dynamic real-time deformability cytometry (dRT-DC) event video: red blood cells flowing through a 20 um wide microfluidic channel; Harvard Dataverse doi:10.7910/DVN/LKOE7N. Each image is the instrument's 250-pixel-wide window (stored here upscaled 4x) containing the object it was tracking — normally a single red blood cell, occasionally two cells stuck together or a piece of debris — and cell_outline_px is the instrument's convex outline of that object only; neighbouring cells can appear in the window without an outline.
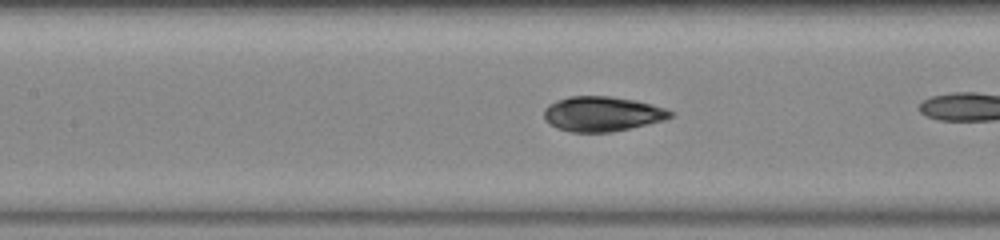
{"species": "common noctule bat (a hibernating species)", "species_latin": "Nyctalus noctula", "temperature_condition": "warm", "stored_images_in_passage": 18, "camera_frame_rate_fps": 3000, "um_per_image_px": 0.085, "animal": {"sex": "female", "body_mass_g": 23.0, "forearm_length_mm": 53.4}, "frame": {"image": 1, "passage_image": 8, "time_ms": 2.333, "image_size_px": [1000, 240], "cell_outline_px": [[672, 116], [664, 120], [648, 124], [612, 132], [572, 132], [556, 128], [544, 116], [544, 108], [548, 104], [556, 100], [568, 96], [612, 96], [636, 100], [652, 104], [664, 108], [672, 112]], "centroid_in_image_um": [51.18, 9.67], "position_along_channel_um": 156.2, "area_um2": 25.66}}
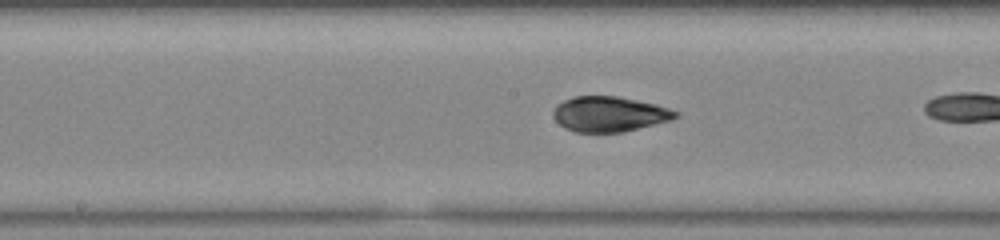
{"frame": {"image": 2, "passage_image": 11, "time_ms": 3.333, "image_size_px": [1000, 240], "cell_outline_px": [[680, 116], [672, 120], [620, 132], [576, 132], [564, 128], [552, 116], [552, 112], [556, 104], [564, 100], [576, 96], [620, 96], [656, 104], [680, 112]], "centroid_in_image_um": [51.8, 9.69], "position_along_channel_um": 196.4, "area_um2": 25.2}}